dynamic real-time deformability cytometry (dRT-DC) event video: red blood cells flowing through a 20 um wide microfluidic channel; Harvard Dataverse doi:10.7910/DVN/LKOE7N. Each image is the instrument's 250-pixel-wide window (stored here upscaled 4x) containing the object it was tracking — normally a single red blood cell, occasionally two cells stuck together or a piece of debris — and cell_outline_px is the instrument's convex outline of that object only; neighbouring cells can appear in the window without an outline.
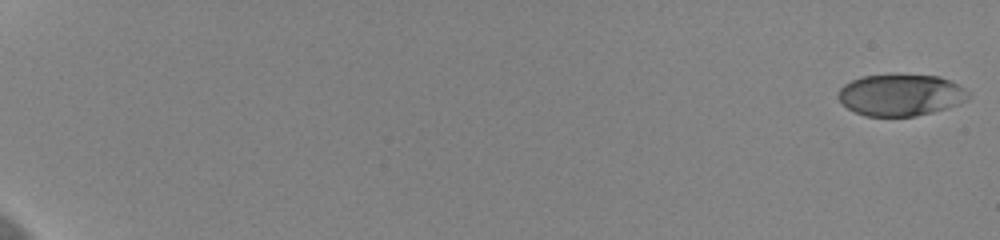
{"species": "human", "species_latin": "Homo sapiens", "temperature_condition": "cold", "stored_images_in_passage": 46, "camera_frame_rate_fps": 3000, "um_per_image_px": 0.085, "donor": {"sex": "female"}, "frame": {"image": 1, "passage_image": 1, "time_ms": 0.0, "image_size_px": [1000, 240], "cell_outline_px": [[968, 100], [960, 104], [948, 108], [916, 116], [864, 116], [848, 108], [836, 96], [840, 88], [844, 84], [852, 80], [864, 76], [940, 76], [964, 88], [968, 92]], "centroid_in_image_um": [76.56, 8.1], "position_along_channel_um": 8.4, "area_um2": 31.15}}
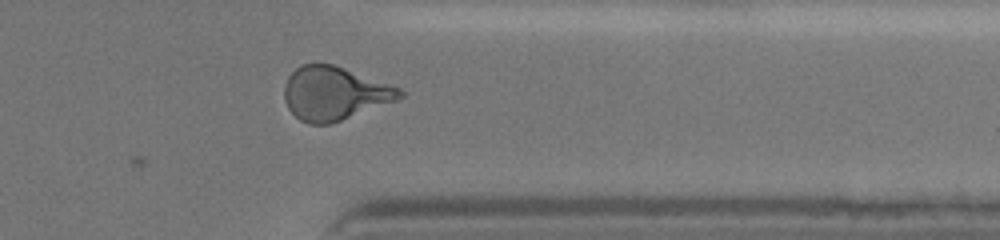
{"frame": {"image": 2, "passage_image": 40, "time_ms": 13.0, "image_size_px": [1000, 240], "cell_outline_px": [[404, 96], [396, 100], [332, 124], [308, 124], [300, 120], [288, 108], [284, 100], [284, 84], [288, 76], [300, 64], [332, 64], [400, 88], [404, 92]], "centroid_in_image_um": [28.39, 7.95], "position_along_channel_um": 383.0, "area_um2": 35.78}}
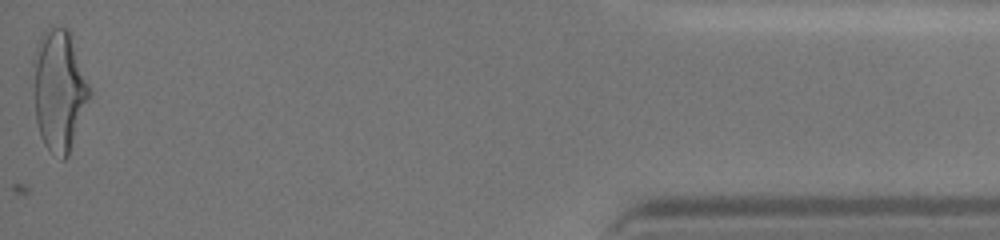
{"frame": {"image": 3, "passage_image": 46, "time_ms": 15.0, "image_size_px": [1000, 240], "cell_outline_px": [[92, 92], [68, 156], [64, 160], [60, 160], [44, 144], [40, 136], [36, 120], [32, 64], [32, 60], [36, 44], [40, 36], [52, 24], [68, 28]], "centroid_in_image_um": [5.0, 7.64], "position_along_channel_um": 430.2, "area_um2": 40.0}, "authors_computed_cell_mechanics": {"area_um2": 34.391, "velocity_mm_per_s": 3.7265, "shape_relaxation_time_tau1_ms": 5.7401, "shape_relaxation_time_tau2_ms": 1.3037, "deformation_change_tau1": 0.236, "deformation_change_tau2": 0.0812}}